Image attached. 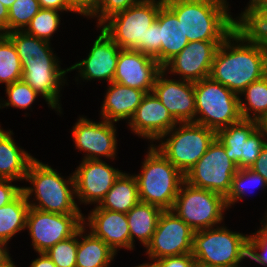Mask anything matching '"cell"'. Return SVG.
I'll return each mask as SVG.
<instances>
[{
    "label": "cell",
    "instance_id": "obj_1",
    "mask_svg": "<svg viewBox=\"0 0 267 267\" xmlns=\"http://www.w3.org/2000/svg\"><path fill=\"white\" fill-rule=\"evenodd\" d=\"M14 44L22 64V79L41 95L52 110L62 114L60 91L67 84L64 79L69 68L62 69L51 42L25 31L5 34Z\"/></svg>",
    "mask_w": 267,
    "mask_h": 267
},
{
    "label": "cell",
    "instance_id": "obj_2",
    "mask_svg": "<svg viewBox=\"0 0 267 267\" xmlns=\"http://www.w3.org/2000/svg\"><path fill=\"white\" fill-rule=\"evenodd\" d=\"M265 75L266 48L244 42L234 32L219 45L210 73L213 80L238 95Z\"/></svg>",
    "mask_w": 267,
    "mask_h": 267
},
{
    "label": "cell",
    "instance_id": "obj_3",
    "mask_svg": "<svg viewBox=\"0 0 267 267\" xmlns=\"http://www.w3.org/2000/svg\"><path fill=\"white\" fill-rule=\"evenodd\" d=\"M176 14L189 42L224 41L233 32L227 0H164Z\"/></svg>",
    "mask_w": 267,
    "mask_h": 267
},
{
    "label": "cell",
    "instance_id": "obj_4",
    "mask_svg": "<svg viewBox=\"0 0 267 267\" xmlns=\"http://www.w3.org/2000/svg\"><path fill=\"white\" fill-rule=\"evenodd\" d=\"M25 181L32 185L22 187L31 208L50 213L82 214L75 201L73 174L64 179L56 169L34 158L29 164ZM32 196L35 197L33 200L30 199Z\"/></svg>",
    "mask_w": 267,
    "mask_h": 267
},
{
    "label": "cell",
    "instance_id": "obj_5",
    "mask_svg": "<svg viewBox=\"0 0 267 267\" xmlns=\"http://www.w3.org/2000/svg\"><path fill=\"white\" fill-rule=\"evenodd\" d=\"M141 169V173L134 174L139 200L163 210H171L185 181L184 174L151 144Z\"/></svg>",
    "mask_w": 267,
    "mask_h": 267
},
{
    "label": "cell",
    "instance_id": "obj_6",
    "mask_svg": "<svg viewBox=\"0 0 267 267\" xmlns=\"http://www.w3.org/2000/svg\"><path fill=\"white\" fill-rule=\"evenodd\" d=\"M196 114L193 123L217 132L242 119L240 97L210 76L194 82Z\"/></svg>",
    "mask_w": 267,
    "mask_h": 267
},
{
    "label": "cell",
    "instance_id": "obj_7",
    "mask_svg": "<svg viewBox=\"0 0 267 267\" xmlns=\"http://www.w3.org/2000/svg\"><path fill=\"white\" fill-rule=\"evenodd\" d=\"M176 126L157 140L159 145L153 146L185 175L205 154L216 132L193 122Z\"/></svg>",
    "mask_w": 267,
    "mask_h": 267
},
{
    "label": "cell",
    "instance_id": "obj_8",
    "mask_svg": "<svg viewBox=\"0 0 267 267\" xmlns=\"http://www.w3.org/2000/svg\"><path fill=\"white\" fill-rule=\"evenodd\" d=\"M249 235L216 226L195 231L192 255L194 259L213 267H232L247 259Z\"/></svg>",
    "mask_w": 267,
    "mask_h": 267
},
{
    "label": "cell",
    "instance_id": "obj_9",
    "mask_svg": "<svg viewBox=\"0 0 267 267\" xmlns=\"http://www.w3.org/2000/svg\"><path fill=\"white\" fill-rule=\"evenodd\" d=\"M164 0H143L106 19L99 27L121 48L144 54L147 29L156 21Z\"/></svg>",
    "mask_w": 267,
    "mask_h": 267
},
{
    "label": "cell",
    "instance_id": "obj_10",
    "mask_svg": "<svg viewBox=\"0 0 267 267\" xmlns=\"http://www.w3.org/2000/svg\"><path fill=\"white\" fill-rule=\"evenodd\" d=\"M229 209L224 196L183 182L171 209L194 231L221 225Z\"/></svg>",
    "mask_w": 267,
    "mask_h": 267
},
{
    "label": "cell",
    "instance_id": "obj_11",
    "mask_svg": "<svg viewBox=\"0 0 267 267\" xmlns=\"http://www.w3.org/2000/svg\"><path fill=\"white\" fill-rule=\"evenodd\" d=\"M239 168L228 158L225 147L217 138L209 145L205 154L184 175L185 182L226 197L230 191L232 178Z\"/></svg>",
    "mask_w": 267,
    "mask_h": 267
},
{
    "label": "cell",
    "instance_id": "obj_12",
    "mask_svg": "<svg viewBox=\"0 0 267 267\" xmlns=\"http://www.w3.org/2000/svg\"><path fill=\"white\" fill-rule=\"evenodd\" d=\"M83 214H59L29 208L26 228L36 253L46 252L60 241L75 235L83 227Z\"/></svg>",
    "mask_w": 267,
    "mask_h": 267
},
{
    "label": "cell",
    "instance_id": "obj_13",
    "mask_svg": "<svg viewBox=\"0 0 267 267\" xmlns=\"http://www.w3.org/2000/svg\"><path fill=\"white\" fill-rule=\"evenodd\" d=\"M225 153L239 169L250 168L266 145L256 120L241 119L216 132Z\"/></svg>",
    "mask_w": 267,
    "mask_h": 267
},
{
    "label": "cell",
    "instance_id": "obj_14",
    "mask_svg": "<svg viewBox=\"0 0 267 267\" xmlns=\"http://www.w3.org/2000/svg\"><path fill=\"white\" fill-rule=\"evenodd\" d=\"M194 230L171 210H163L145 251L148 259L192 253Z\"/></svg>",
    "mask_w": 267,
    "mask_h": 267
},
{
    "label": "cell",
    "instance_id": "obj_15",
    "mask_svg": "<svg viewBox=\"0 0 267 267\" xmlns=\"http://www.w3.org/2000/svg\"><path fill=\"white\" fill-rule=\"evenodd\" d=\"M114 122H95L86 116H79L72 128L75 149L83 151L84 160H101L106 157L114 160L117 154V127Z\"/></svg>",
    "mask_w": 267,
    "mask_h": 267
},
{
    "label": "cell",
    "instance_id": "obj_16",
    "mask_svg": "<svg viewBox=\"0 0 267 267\" xmlns=\"http://www.w3.org/2000/svg\"><path fill=\"white\" fill-rule=\"evenodd\" d=\"M123 172L103 160H82L72 173L80 204L98 205Z\"/></svg>",
    "mask_w": 267,
    "mask_h": 267
},
{
    "label": "cell",
    "instance_id": "obj_17",
    "mask_svg": "<svg viewBox=\"0 0 267 267\" xmlns=\"http://www.w3.org/2000/svg\"><path fill=\"white\" fill-rule=\"evenodd\" d=\"M223 41L189 42L179 54L163 67L165 73L179 75L181 80L197 82L210 76L212 63L219 45Z\"/></svg>",
    "mask_w": 267,
    "mask_h": 267
},
{
    "label": "cell",
    "instance_id": "obj_18",
    "mask_svg": "<svg viewBox=\"0 0 267 267\" xmlns=\"http://www.w3.org/2000/svg\"><path fill=\"white\" fill-rule=\"evenodd\" d=\"M162 66L151 56L132 49H120L113 82L136 88L146 94L153 91Z\"/></svg>",
    "mask_w": 267,
    "mask_h": 267
},
{
    "label": "cell",
    "instance_id": "obj_19",
    "mask_svg": "<svg viewBox=\"0 0 267 267\" xmlns=\"http://www.w3.org/2000/svg\"><path fill=\"white\" fill-rule=\"evenodd\" d=\"M152 92L178 123L195 121L194 82L168 79L167 73L162 70L157 75Z\"/></svg>",
    "mask_w": 267,
    "mask_h": 267
},
{
    "label": "cell",
    "instance_id": "obj_20",
    "mask_svg": "<svg viewBox=\"0 0 267 267\" xmlns=\"http://www.w3.org/2000/svg\"><path fill=\"white\" fill-rule=\"evenodd\" d=\"M100 34L93 42L88 57L71 67L69 72L78 69V76L84 81L105 80L113 82L120 47L99 27Z\"/></svg>",
    "mask_w": 267,
    "mask_h": 267
},
{
    "label": "cell",
    "instance_id": "obj_21",
    "mask_svg": "<svg viewBox=\"0 0 267 267\" xmlns=\"http://www.w3.org/2000/svg\"><path fill=\"white\" fill-rule=\"evenodd\" d=\"M133 133L149 140L151 145L170 131L178 122L168 112L158 97L147 93L132 119L127 123Z\"/></svg>",
    "mask_w": 267,
    "mask_h": 267
},
{
    "label": "cell",
    "instance_id": "obj_22",
    "mask_svg": "<svg viewBox=\"0 0 267 267\" xmlns=\"http://www.w3.org/2000/svg\"><path fill=\"white\" fill-rule=\"evenodd\" d=\"M83 226L102 239L115 253L121 248L131 251V236L125 213L93 208L83 217Z\"/></svg>",
    "mask_w": 267,
    "mask_h": 267
},
{
    "label": "cell",
    "instance_id": "obj_23",
    "mask_svg": "<svg viewBox=\"0 0 267 267\" xmlns=\"http://www.w3.org/2000/svg\"><path fill=\"white\" fill-rule=\"evenodd\" d=\"M145 95L139 89L116 82L109 83L100 107V118L114 123L123 119L129 122Z\"/></svg>",
    "mask_w": 267,
    "mask_h": 267
},
{
    "label": "cell",
    "instance_id": "obj_24",
    "mask_svg": "<svg viewBox=\"0 0 267 267\" xmlns=\"http://www.w3.org/2000/svg\"><path fill=\"white\" fill-rule=\"evenodd\" d=\"M13 134V131H6L0 125V179L23 181L34 157L18 147Z\"/></svg>",
    "mask_w": 267,
    "mask_h": 267
},
{
    "label": "cell",
    "instance_id": "obj_25",
    "mask_svg": "<svg viewBox=\"0 0 267 267\" xmlns=\"http://www.w3.org/2000/svg\"><path fill=\"white\" fill-rule=\"evenodd\" d=\"M159 21V42H161V66L179 54L189 41L176 14L165 4L161 5Z\"/></svg>",
    "mask_w": 267,
    "mask_h": 267
},
{
    "label": "cell",
    "instance_id": "obj_26",
    "mask_svg": "<svg viewBox=\"0 0 267 267\" xmlns=\"http://www.w3.org/2000/svg\"><path fill=\"white\" fill-rule=\"evenodd\" d=\"M238 17L233 18V32L242 41L267 47V11L261 5H247Z\"/></svg>",
    "mask_w": 267,
    "mask_h": 267
},
{
    "label": "cell",
    "instance_id": "obj_27",
    "mask_svg": "<svg viewBox=\"0 0 267 267\" xmlns=\"http://www.w3.org/2000/svg\"><path fill=\"white\" fill-rule=\"evenodd\" d=\"M85 230L83 226L77 232L76 267H110L117 253L102 239Z\"/></svg>",
    "mask_w": 267,
    "mask_h": 267
},
{
    "label": "cell",
    "instance_id": "obj_28",
    "mask_svg": "<svg viewBox=\"0 0 267 267\" xmlns=\"http://www.w3.org/2000/svg\"><path fill=\"white\" fill-rule=\"evenodd\" d=\"M162 212L163 209L156 205L139 201L126 213L131 236V250L135 247V239L146 248L152 239Z\"/></svg>",
    "mask_w": 267,
    "mask_h": 267
},
{
    "label": "cell",
    "instance_id": "obj_29",
    "mask_svg": "<svg viewBox=\"0 0 267 267\" xmlns=\"http://www.w3.org/2000/svg\"><path fill=\"white\" fill-rule=\"evenodd\" d=\"M138 185L135 176L125 171L115 181L104 198L94 208L128 213L138 202Z\"/></svg>",
    "mask_w": 267,
    "mask_h": 267
},
{
    "label": "cell",
    "instance_id": "obj_30",
    "mask_svg": "<svg viewBox=\"0 0 267 267\" xmlns=\"http://www.w3.org/2000/svg\"><path fill=\"white\" fill-rule=\"evenodd\" d=\"M29 208L23 192L11 203L0 208V239L9 243L19 231L26 230Z\"/></svg>",
    "mask_w": 267,
    "mask_h": 267
},
{
    "label": "cell",
    "instance_id": "obj_31",
    "mask_svg": "<svg viewBox=\"0 0 267 267\" xmlns=\"http://www.w3.org/2000/svg\"><path fill=\"white\" fill-rule=\"evenodd\" d=\"M244 96V100L241 99ZM242 119L258 121L267 114V75L249 84L240 94ZM252 112V113H251Z\"/></svg>",
    "mask_w": 267,
    "mask_h": 267
},
{
    "label": "cell",
    "instance_id": "obj_32",
    "mask_svg": "<svg viewBox=\"0 0 267 267\" xmlns=\"http://www.w3.org/2000/svg\"><path fill=\"white\" fill-rule=\"evenodd\" d=\"M22 79V64L13 42L0 34V84L9 85Z\"/></svg>",
    "mask_w": 267,
    "mask_h": 267
},
{
    "label": "cell",
    "instance_id": "obj_33",
    "mask_svg": "<svg viewBox=\"0 0 267 267\" xmlns=\"http://www.w3.org/2000/svg\"><path fill=\"white\" fill-rule=\"evenodd\" d=\"M253 189H266L267 183L258 173L254 172L250 168L239 169L238 172L232 178V184L228 195L225 197L228 208L238 203L237 201L243 200L245 194L250 192V188Z\"/></svg>",
    "mask_w": 267,
    "mask_h": 267
},
{
    "label": "cell",
    "instance_id": "obj_34",
    "mask_svg": "<svg viewBox=\"0 0 267 267\" xmlns=\"http://www.w3.org/2000/svg\"><path fill=\"white\" fill-rule=\"evenodd\" d=\"M54 9H40L39 12L31 19L25 32L44 41L50 42L54 33L60 27L61 17Z\"/></svg>",
    "mask_w": 267,
    "mask_h": 267
},
{
    "label": "cell",
    "instance_id": "obj_35",
    "mask_svg": "<svg viewBox=\"0 0 267 267\" xmlns=\"http://www.w3.org/2000/svg\"><path fill=\"white\" fill-rule=\"evenodd\" d=\"M40 9L38 0H16L8 10L7 33L24 31Z\"/></svg>",
    "mask_w": 267,
    "mask_h": 267
},
{
    "label": "cell",
    "instance_id": "obj_36",
    "mask_svg": "<svg viewBox=\"0 0 267 267\" xmlns=\"http://www.w3.org/2000/svg\"><path fill=\"white\" fill-rule=\"evenodd\" d=\"M5 91L7 94V101L0 99V109L3 107H14L20 109H30L36 98L40 96L31 86H29L23 79L6 85Z\"/></svg>",
    "mask_w": 267,
    "mask_h": 267
},
{
    "label": "cell",
    "instance_id": "obj_37",
    "mask_svg": "<svg viewBox=\"0 0 267 267\" xmlns=\"http://www.w3.org/2000/svg\"><path fill=\"white\" fill-rule=\"evenodd\" d=\"M57 267H76L77 233L45 252Z\"/></svg>",
    "mask_w": 267,
    "mask_h": 267
},
{
    "label": "cell",
    "instance_id": "obj_38",
    "mask_svg": "<svg viewBox=\"0 0 267 267\" xmlns=\"http://www.w3.org/2000/svg\"><path fill=\"white\" fill-rule=\"evenodd\" d=\"M247 259L267 267V228L261 227L249 235Z\"/></svg>",
    "mask_w": 267,
    "mask_h": 267
},
{
    "label": "cell",
    "instance_id": "obj_39",
    "mask_svg": "<svg viewBox=\"0 0 267 267\" xmlns=\"http://www.w3.org/2000/svg\"><path fill=\"white\" fill-rule=\"evenodd\" d=\"M143 0H100L96 12L90 18H97V27H99L110 16L124 11Z\"/></svg>",
    "mask_w": 267,
    "mask_h": 267
},
{
    "label": "cell",
    "instance_id": "obj_40",
    "mask_svg": "<svg viewBox=\"0 0 267 267\" xmlns=\"http://www.w3.org/2000/svg\"><path fill=\"white\" fill-rule=\"evenodd\" d=\"M144 54L153 57L161 65V42H159V21L157 19L147 29Z\"/></svg>",
    "mask_w": 267,
    "mask_h": 267
},
{
    "label": "cell",
    "instance_id": "obj_41",
    "mask_svg": "<svg viewBox=\"0 0 267 267\" xmlns=\"http://www.w3.org/2000/svg\"><path fill=\"white\" fill-rule=\"evenodd\" d=\"M11 182L14 180L0 179V208L11 203L22 193V187L15 186Z\"/></svg>",
    "mask_w": 267,
    "mask_h": 267
},
{
    "label": "cell",
    "instance_id": "obj_42",
    "mask_svg": "<svg viewBox=\"0 0 267 267\" xmlns=\"http://www.w3.org/2000/svg\"><path fill=\"white\" fill-rule=\"evenodd\" d=\"M68 2L76 14L90 18L96 12L100 0H68Z\"/></svg>",
    "mask_w": 267,
    "mask_h": 267
},
{
    "label": "cell",
    "instance_id": "obj_43",
    "mask_svg": "<svg viewBox=\"0 0 267 267\" xmlns=\"http://www.w3.org/2000/svg\"><path fill=\"white\" fill-rule=\"evenodd\" d=\"M194 257L192 253H187L179 256L165 257L158 259L161 267H191Z\"/></svg>",
    "mask_w": 267,
    "mask_h": 267
},
{
    "label": "cell",
    "instance_id": "obj_44",
    "mask_svg": "<svg viewBox=\"0 0 267 267\" xmlns=\"http://www.w3.org/2000/svg\"><path fill=\"white\" fill-rule=\"evenodd\" d=\"M250 169L258 173L267 183V144L262 148L260 155Z\"/></svg>",
    "mask_w": 267,
    "mask_h": 267
},
{
    "label": "cell",
    "instance_id": "obj_45",
    "mask_svg": "<svg viewBox=\"0 0 267 267\" xmlns=\"http://www.w3.org/2000/svg\"><path fill=\"white\" fill-rule=\"evenodd\" d=\"M40 8L42 9H54L57 11L74 12L75 11L69 6L68 0H38Z\"/></svg>",
    "mask_w": 267,
    "mask_h": 267
},
{
    "label": "cell",
    "instance_id": "obj_46",
    "mask_svg": "<svg viewBox=\"0 0 267 267\" xmlns=\"http://www.w3.org/2000/svg\"><path fill=\"white\" fill-rule=\"evenodd\" d=\"M38 256L31 261L30 267H57L45 252H39Z\"/></svg>",
    "mask_w": 267,
    "mask_h": 267
},
{
    "label": "cell",
    "instance_id": "obj_47",
    "mask_svg": "<svg viewBox=\"0 0 267 267\" xmlns=\"http://www.w3.org/2000/svg\"><path fill=\"white\" fill-rule=\"evenodd\" d=\"M8 9L0 2V34L7 33Z\"/></svg>",
    "mask_w": 267,
    "mask_h": 267
},
{
    "label": "cell",
    "instance_id": "obj_48",
    "mask_svg": "<svg viewBox=\"0 0 267 267\" xmlns=\"http://www.w3.org/2000/svg\"><path fill=\"white\" fill-rule=\"evenodd\" d=\"M8 242L3 239H0V264L7 261L10 258V253L8 250Z\"/></svg>",
    "mask_w": 267,
    "mask_h": 267
},
{
    "label": "cell",
    "instance_id": "obj_49",
    "mask_svg": "<svg viewBox=\"0 0 267 267\" xmlns=\"http://www.w3.org/2000/svg\"><path fill=\"white\" fill-rule=\"evenodd\" d=\"M258 128L261 130L263 134V138L265 143L267 144V114L262 116L258 121Z\"/></svg>",
    "mask_w": 267,
    "mask_h": 267
},
{
    "label": "cell",
    "instance_id": "obj_50",
    "mask_svg": "<svg viewBox=\"0 0 267 267\" xmlns=\"http://www.w3.org/2000/svg\"><path fill=\"white\" fill-rule=\"evenodd\" d=\"M149 260L150 262H147V263L145 262L134 267H161V264L157 260H154V259H149Z\"/></svg>",
    "mask_w": 267,
    "mask_h": 267
},
{
    "label": "cell",
    "instance_id": "obj_51",
    "mask_svg": "<svg viewBox=\"0 0 267 267\" xmlns=\"http://www.w3.org/2000/svg\"><path fill=\"white\" fill-rule=\"evenodd\" d=\"M191 267H213V266L208 265L206 263H203V262H200V261L194 259Z\"/></svg>",
    "mask_w": 267,
    "mask_h": 267
},
{
    "label": "cell",
    "instance_id": "obj_52",
    "mask_svg": "<svg viewBox=\"0 0 267 267\" xmlns=\"http://www.w3.org/2000/svg\"><path fill=\"white\" fill-rule=\"evenodd\" d=\"M0 267H16L14 262L12 261V258L10 257L7 261L0 264Z\"/></svg>",
    "mask_w": 267,
    "mask_h": 267
},
{
    "label": "cell",
    "instance_id": "obj_53",
    "mask_svg": "<svg viewBox=\"0 0 267 267\" xmlns=\"http://www.w3.org/2000/svg\"><path fill=\"white\" fill-rule=\"evenodd\" d=\"M267 0H249V3H247L248 5H263L264 3H266Z\"/></svg>",
    "mask_w": 267,
    "mask_h": 267
},
{
    "label": "cell",
    "instance_id": "obj_54",
    "mask_svg": "<svg viewBox=\"0 0 267 267\" xmlns=\"http://www.w3.org/2000/svg\"><path fill=\"white\" fill-rule=\"evenodd\" d=\"M16 0H0V2L9 10L11 5L15 2Z\"/></svg>",
    "mask_w": 267,
    "mask_h": 267
},
{
    "label": "cell",
    "instance_id": "obj_55",
    "mask_svg": "<svg viewBox=\"0 0 267 267\" xmlns=\"http://www.w3.org/2000/svg\"><path fill=\"white\" fill-rule=\"evenodd\" d=\"M266 215L264 216L263 220H265V222L262 220L261 223L263 227L267 228V212L265 213ZM264 222V223H263Z\"/></svg>",
    "mask_w": 267,
    "mask_h": 267
},
{
    "label": "cell",
    "instance_id": "obj_56",
    "mask_svg": "<svg viewBox=\"0 0 267 267\" xmlns=\"http://www.w3.org/2000/svg\"><path fill=\"white\" fill-rule=\"evenodd\" d=\"M267 11V2L262 5Z\"/></svg>",
    "mask_w": 267,
    "mask_h": 267
},
{
    "label": "cell",
    "instance_id": "obj_57",
    "mask_svg": "<svg viewBox=\"0 0 267 267\" xmlns=\"http://www.w3.org/2000/svg\"><path fill=\"white\" fill-rule=\"evenodd\" d=\"M232 267H242L240 264H238V265H235V266H232Z\"/></svg>",
    "mask_w": 267,
    "mask_h": 267
}]
</instances>
